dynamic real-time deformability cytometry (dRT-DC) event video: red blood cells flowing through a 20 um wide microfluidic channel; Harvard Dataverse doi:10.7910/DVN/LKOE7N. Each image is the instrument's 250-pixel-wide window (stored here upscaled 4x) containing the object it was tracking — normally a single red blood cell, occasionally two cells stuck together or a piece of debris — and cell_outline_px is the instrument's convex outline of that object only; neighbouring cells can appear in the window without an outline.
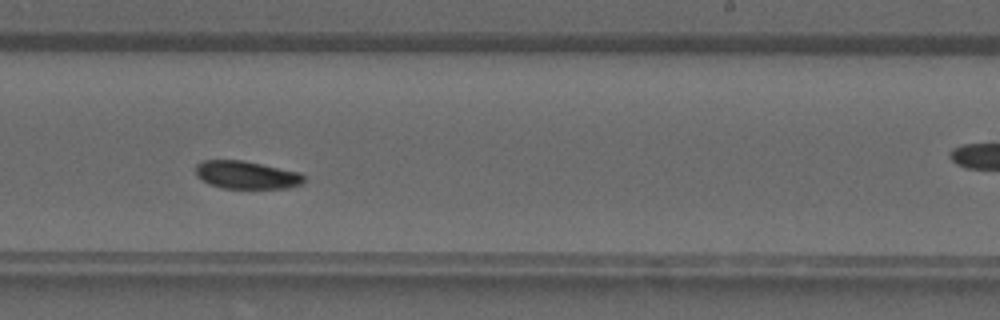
{"species": "common noctule bat (a hibernating species)", "species_latin": "Nyctalus noctula", "temperature_condition": "warm", "stored_images_in_passage": 35, "camera_frame_rate_fps": 3000, "um_per_image_px": 0.085, "animal": {"sex": "male", "forearm_length_mm": 52.5}, "frame": {"image": 1, "passage_image": 20, "time_ms": 6.333, "image_size_px": [1000, 320], "cell_outline_px": [[304, 184], [288, 188], [220, 188], [208, 184], [196, 176], [196, 164], [204, 160], [244, 160], [300, 172], [304, 176]], "centroid_in_image_um": [20.95, 14.87], "position_along_channel_um": 268.0, "area_um2": 17.8}}
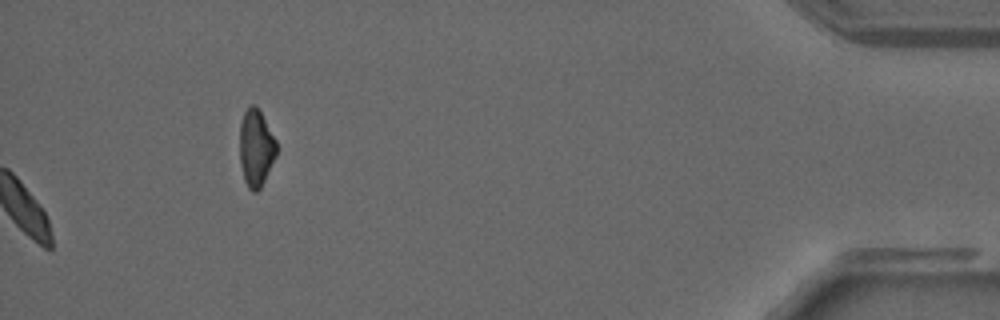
{"frame": {"image": 2, "passage_image": 35, "time_ms": 11.333, "image_size_px": [1000, 320], "cell_outline_px": [[280, 148], [260, 188], [256, 192], [252, 192], [248, 188], [244, 180], [240, 164], [240, 124], [244, 112], [252, 104], [256, 104], [276, 140]], "centroid_in_image_um": [21.77, 12.58], "position_along_channel_um": 413.4, "area_um2": 16.65}}